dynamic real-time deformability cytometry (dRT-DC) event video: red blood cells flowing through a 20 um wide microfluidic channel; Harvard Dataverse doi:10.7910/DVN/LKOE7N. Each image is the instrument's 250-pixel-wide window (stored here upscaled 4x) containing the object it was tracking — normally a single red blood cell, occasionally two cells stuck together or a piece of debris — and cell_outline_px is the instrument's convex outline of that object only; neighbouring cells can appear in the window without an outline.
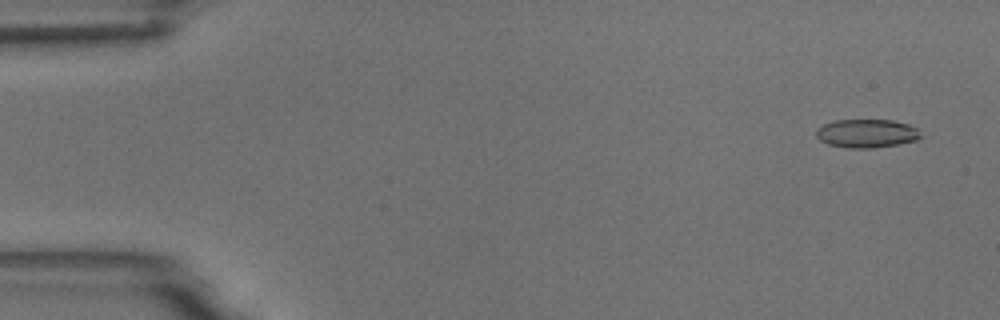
{"species": "common noctule bat (a hibernating species)", "species_latin": "Nyctalus noctula", "temperature_condition": "room temperature", "stored_images_in_passage": 4, "camera_frame_rate_fps": 3000, "um_per_image_px": 0.085, "animal": {"sex": "male", "body_mass_g": 18.8}, "frame": {"image": 1, "passage_image": 1, "time_ms": 0.0, "image_size_px": [1000, 320], "cell_outline_px": [[924, 136], [916, 140], [896, 144], [872, 148], [852, 148], [828, 144], [820, 140], [816, 136], [816, 128], [824, 124], [836, 120], [892, 120], [908, 124], [916, 128]], "centroid_in_image_um": [73.67, 11.33], "position_along_channel_um": 11.3, "area_um2": 17.28}}
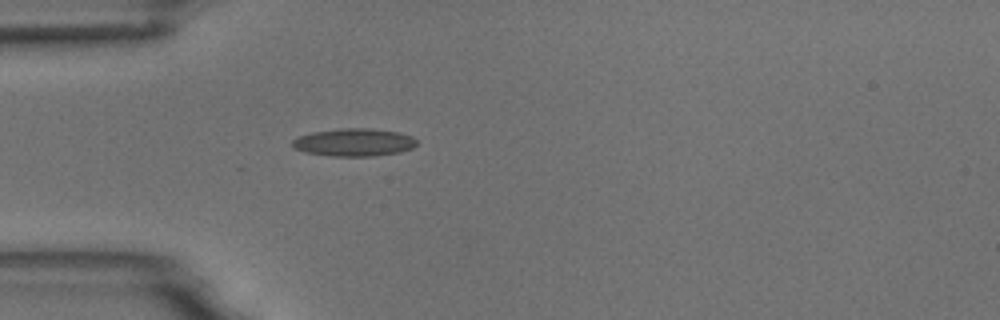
{"frame": {"image": 2, "passage_image": 4, "time_ms": 4.333, "image_size_px": [1000, 320], "cell_outline_px": [[416, 144], [412, 148], [400, 152], [372, 156], [332, 156], [304, 152], [292, 148], [292, 140], [300, 136], [312, 132], [340, 128], [372, 128], [400, 132], [412, 136], [416, 140]], "centroid_in_image_um": [30.09, 12.09], "position_along_channel_um": 54.9, "area_um2": 20.23}}